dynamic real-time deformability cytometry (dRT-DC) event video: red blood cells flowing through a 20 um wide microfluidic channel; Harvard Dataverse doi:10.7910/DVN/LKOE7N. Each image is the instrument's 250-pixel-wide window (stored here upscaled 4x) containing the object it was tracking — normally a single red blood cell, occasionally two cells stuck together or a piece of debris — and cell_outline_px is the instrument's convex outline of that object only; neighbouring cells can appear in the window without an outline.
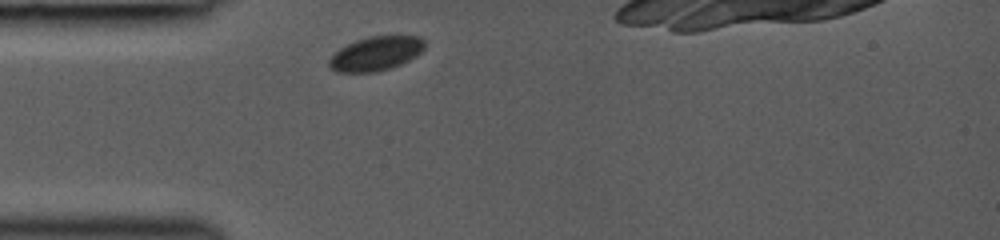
{"species": "common noctule bat (a hibernating species)", "species_latin": "Nyctalus noctula", "temperature_condition": "room temperature", "stored_images_in_passage": 24, "camera_frame_rate_fps": 3000, "um_per_image_px": 0.085, "animal": {"sex": "female", "body_mass_g": 19.0, "forearm_length_mm": 53.3}, "frame": {"image": 1, "passage_image": 1, "time_ms": 0.0, "image_size_px": [1000, 240], "cell_outline_px": [[424, 48], [416, 56], [392, 68], [376, 72], [336, 72], [328, 64], [328, 60], [332, 52], [356, 40], [368, 36], [420, 36], [424, 40]], "centroid_in_image_um": [31.92, 4.55], "position_along_channel_um": 53.1, "area_um2": 19.07}}
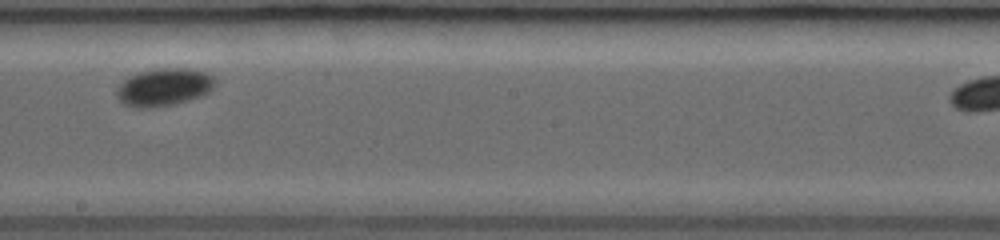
{"frame": {"image": 2, "passage_image": 13, "time_ms": 4.667, "image_size_px": [1000, 240], "cell_outline_px": [[216, 84], [208, 92], [200, 96], [188, 100], [172, 104], [152, 108], [136, 108], [124, 104], [120, 100], [116, 92], [120, 84], [124, 80], [140, 72], [156, 68], [188, 68], [208, 72], [216, 76]], "centroid_in_image_um": [13.99, 7.39], "position_along_channel_um": 234.2, "area_um2": 21.62}}
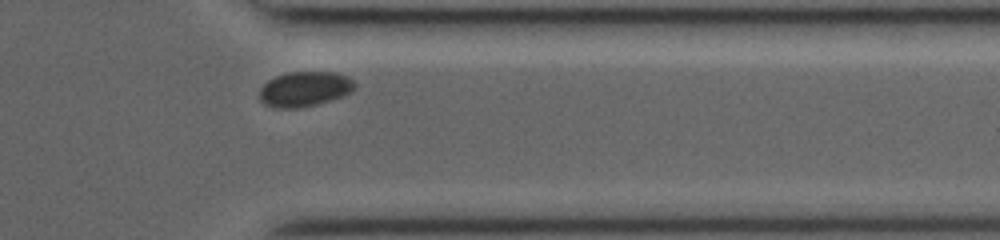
{"frame": {"image": 3, "passage_image": 23, "time_ms": 8.333, "image_size_px": [1000, 240], "cell_outline_px": [[356, 88], [352, 92], [316, 104], [296, 108], [276, 108], [264, 104], [260, 100], [260, 88], [268, 80], [276, 76], [288, 72], [336, 72], [348, 76], [356, 84]], "centroid_in_image_um": [25.89, 7.55], "position_along_channel_um": 385.5, "area_um2": 19.36}}